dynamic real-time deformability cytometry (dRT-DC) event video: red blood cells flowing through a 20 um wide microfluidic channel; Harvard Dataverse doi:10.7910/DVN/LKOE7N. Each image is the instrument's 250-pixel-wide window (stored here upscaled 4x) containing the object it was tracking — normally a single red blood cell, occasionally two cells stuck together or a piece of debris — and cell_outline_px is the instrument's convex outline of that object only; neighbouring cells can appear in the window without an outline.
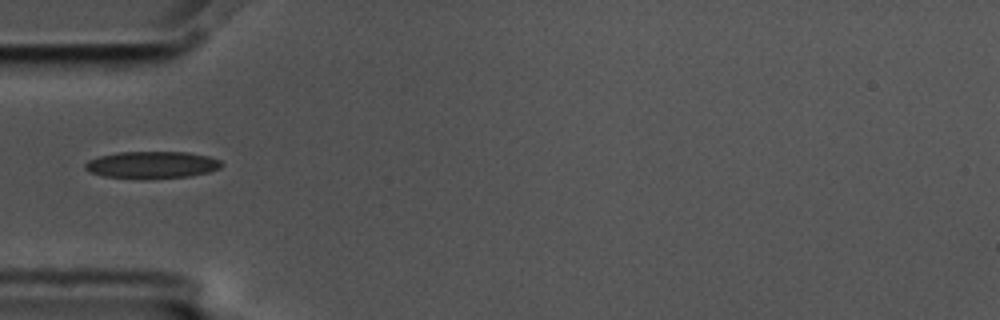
{"species": "common noctule bat (a hibernating species)", "species_latin": "Nyctalus noctula", "temperature_condition": "cold", "stored_images_in_passage": 36, "camera_frame_rate_fps": 3000, "um_per_image_px": 0.085, "animal": {"sex": "male", "body_mass_g": 17.5, "forearm_length_mm": 52.3}, "frame": {"image": 1, "passage_image": 1, "time_ms": 0.0, "image_size_px": [1000, 320], "cell_outline_px": [[224, 164], [220, 168], [208, 172], [188, 176], [144, 180], [104, 176], [92, 172], [84, 168], [84, 164], [88, 160], [100, 156], [116, 152], [188, 152], [208, 156], [220, 160]], "centroid_in_image_um": [12.91, 14.02], "position_along_channel_um": 72.1, "area_um2": 21.73}}
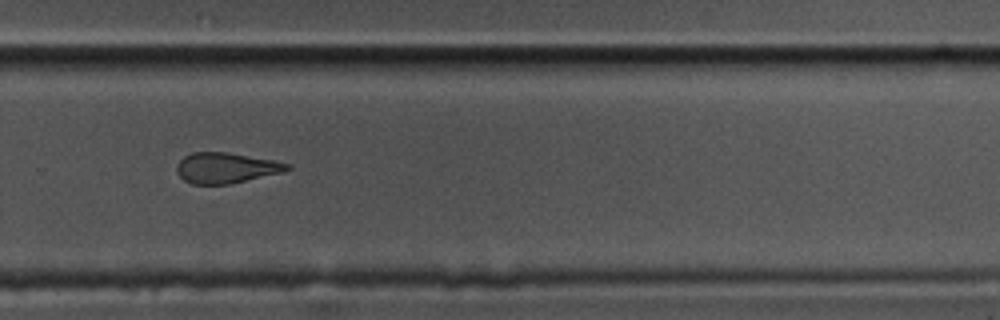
{"frame": {"image": 2, "passage_image": 21, "time_ms": 6.667, "image_size_px": [1000, 320], "cell_outline_px": [[292, 168], [284, 172], [228, 184], [192, 184], [184, 180], [176, 172], [176, 164], [184, 156], [192, 152], [228, 152], [276, 160], [292, 164]], "centroid_in_image_um": [19.24, 14.26], "position_along_channel_um": 310.6, "area_um2": 19.88}}